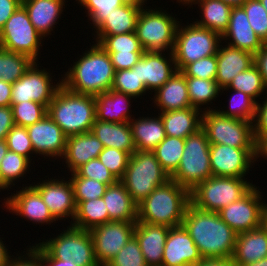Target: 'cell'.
Returning a JSON list of instances; mask_svg holds the SVG:
<instances>
[{
	"label": "cell",
	"instance_id": "1",
	"mask_svg": "<svg viewBox=\"0 0 267 266\" xmlns=\"http://www.w3.org/2000/svg\"><path fill=\"white\" fill-rule=\"evenodd\" d=\"M193 239L203 259H231L237 233L218 212L204 211L191 203L181 224Z\"/></svg>",
	"mask_w": 267,
	"mask_h": 266
},
{
	"label": "cell",
	"instance_id": "2",
	"mask_svg": "<svg viewBox=\"0 0 267 266\" xmlns=\"http://www.w3.org/2000/svg\"><path fill=\"white\" fill-rule=\"evenodd\" d=\"M79 57L61 75V84L74 93L94 96L110 90L115 70L109 54L95 43Z\"/></svg>",
	"mask_w": 267,
	"mask_h": 266
},
{
	"label": "cell",
	"instance_id": "3",
	"mask_svg": "<svg viewBox=\"0 0 267 266\" xmlns=\"http://www.w3.org/2000/svg\"><path fill=\"white\" fill-rule=\"evenodd\" d=\"M190 203V191L170 179L137 205V222L180 226Z\"/></svg>",
	"mask_w": 267,
	"mask_h": 266
},
{
	"label": "cell",
	"instance_id": "4",
	"mask_svg": "<svg viewBox=\"0 0 267 266\" xmlns=\"http://www.w3.org/2000/svg\"><path fill=\"white\" fill-rule=\"evenodd\" d=\"M47 114L67 137L91 132L96 120L95 96L74 93L61 84L48 105Z\"/></svg>",
	"mask_w": 267,
	"mask_h": 266
},
{
	"label": "cell",
	"instance_id": "5",
	"mask_svg": "<svg viewBox=\"0 0 267 266\" xmlns=\"http://www.w3.org/2000/svg\"><path fill=\"white\" fill-rule=\"evenodd\" d=\"M171 177L163 169L152 151H135L120 181L138 205L155 188L167 183Z\"/></svg>",
	"mask_w": 267,
	"mask_h": 266
},
{
	"label": "cell",
	"instance_id": "6",
	"mask_svg": "<svg viewBox=\"0 0 267 266\" xmlns=\"http://www.w3.org/2000/svg\"><path fill=\"white\" fill-rule=\"evenodd\" d=\"M211 176L213 175L210 167V142L206 132L200 128L185 138L180 164L170 177L177 184L192 191Z\"/></svg>",
	"mask_w": 267,
	"mask_h": 266
},
{
	"label": "cell",
	"instance_id": "7",
	"mask_svg": "<svg viewBox=\"0 0 267 266\" xmlns=\"http://www.w3.org/2000/svg\"><path fill=\"white\" fill-rule=\"evenodd\" d=\"M254 186L245 178L211 176L190 191V202L198 209L219 212L241 199Z\"/></svg>",
	"mask_w": 267,
	"mask_h": 266
},
{
	"label": "cell",
	"instance_id": "8",
	"mask_svg": "<svg viewBox=\"0 0 267 266\" xmlns=\"http://www.w3.org/2000/svg\"><path fill=\"white\" fill-rule=\"evenodd\" d=\"M146 8V5L142 7L135 30L143 49L148 52H173L180 21L162 8Z\"/></svg>",
	"mask_w": 267,
	"mask_h": 266
},
{
	"label": "cell",
	"instance_id": "9",
	"mask_svg": "<svg viewBox=\"0 0 267 266\" xmlns=\"http://www.w3.org/2000/svg\"><path fill=\"white\" fill-rule=\"evenodd\" d=\"M222 37L220 34L207 28H202L194 22L188 25H178L175 45L173 49L174 60L178 71H182L188 64L201 58L216 55Z\"/></svg>",
	"mask_w": 267,
	"mask_h": 266
},
{
	"label": "cell",
	"instance_id": "10",
	"mask_svg": "<svg viewBox=\"0 0 267 266\" xmlns=\"http://www.w3.org/2000/svg\"><path fill=\"white\" fill-rule=\"evenodd\" d=\"M201 128L210 144L255 148L252 122L227 117L216 109L204 107Z\"/></svg>",
	"mask_w": 267,
	"mask_h": 266
},
{
	"label": "cell",
	"instance_id": "11",
	"mask_svg": "<svg viewBox=\"0 0 267 266\" xmlns=\"http://www.w3.org/2000/svg\"><path fill=\"white\" fill-rule=\"evenodd\" d=\"M52 258L69 261L76 266H101L94 252L90 231L68 226L53 238L38 243Z\"/></svg>",
	"mask_w": 267,
	"mask_h": 266
},
{
	"label": "cell",
	"instance_id": "12",
	"mask_svg": "<svg viewBox=\"0 0 267 266\" xmlns=\"http://www.w3.org/2000/svg\"><path fill=\"white\" fill-rule=\"evenodd\" d=\"M43 38L21 5L0 31V47L10 52L24 54L38 62Z\"/></svg>",
	"mask_w": 267,
	"mask_h": 266
},
{
	"label": "cell",
	"instance_id": "13",
	"mask_svg": "<svg viewBox=\"0 0 267 266\" xmlns=\"http://www.w3.org/2000/svg\"><path fill=\"white\" fill-rule=\"evenodd\" d=\"M38 62H34L26 73L17 81L12 83L11 104L23 101H35L48 108L57 89L61 86L59 80L54 83L52 73L49 70L39 69Z\"/></svg>",
	"mask_w": 267,
	"mask_h": 266
},
{
	"label": "cell",
	"instance_id": "14",
	"mask_svg": "<svg viewBox=\"0 0 267 266\" xmlns=\"http://www.w3.org/2000/svg\"><path fill=\"white\" fill-rule=\"evenodd\" d=\"M256 185L241 199L222 208L220 218L237 234L253 230L263 224V198Z\"/></svg>",
	"mask_w": 267,
	"mask_h": 266
},
{
	"label": "cell",
	"instance_id": "15",
	"mask_svg": "<svg viewBox=\"0 0 267 266\" xmlns=\"http://www.w3.org/2000/svg\"><path fill=\"white\" fill-rule=\"evenodd\" d=\"M137 221H110L90 230L97 261L105 266L134 235Z\"/></svg>",
	"mask_w": 267,
	"mask_h": 266
},
{
	"label": "cell",
	"instance_id": "16",
	"mask_svg": "<svg viewBox=\"0 0 267 266\" xmlns=\"http://www.w3.org/2000/svg\"><path fill=\"white\" fill-rule=\"evenodd\" d=\"M254 162L255 148L210 144V167L213 176L245 178L251 166L256 164Z\"/></svg>",
	"mask_w": 267,
	"mask_h": 266
},
{
	"label": "cell",
	"instance_id": "17",
	"mask_svg": "<svg viewBox=\"0 0 267 266\" xmlns=\"http://www.w3.org/2000/svg\"><path fill=\"white\" fill-rule=\"evenodd\" d=\"M64 179H49L48 177V180L31 185L39 192L43 202L57 221L70 217V224H72L76 215L74 189L71 180Z\"/></svg>",
	"mask_w": 267,
	"mask_h": 266
},
{
	"label": "cell",
	"instance_id": "18",
	"mask_svg": "<svg viewBox=\"0 0 267 266\" xmlns=\"http://www.w3.org/2000/svg\"><path fill=\"white\" fill-rule=\"evenodd\" d=\"M4 209L10 213L21 216L22 219H28L32 223L51 224L56 223V219L50 213L48 207L43 202L39 192L30 184L23 186L16 193H11L10 197L4 198Z\"/></svg>",
	"mask_w": 267,
	"mask_h": 266
},
{
	"label": "cell",
	"instance_id": "19",
	"mask_svg": "<svg viewBox=\"0 0 267 266\" xmlns=\"http://www.w3.org/2000/svg\"><path fill=\"white\" fill-rule=\"evenodd\" d=\"M34 154L44 158H62L66 149L67 136L47 114L43 119L26 127ZM46 156V157H45Z\"/></svg>",
	"mask_w": 267,
	"mask_h": 266
},
{
	"label": "cell",
	"instance_id": "20",
	"mask_svg": "<svg viewBox=\"0 0 267 266\" xmlns=\"http://www.w3.org/2000/svg\"><path fill=\"white\" fill-rule=\"evenodd\" d=\"M202 260L199 249L182 225L169 228L161 266H195Z\"/></svg>",
	"mask_w": 267,
	"mask_h": 266
},
{
	"label": "cell",
	"instance_id": "21",
	"mask_svg": "<svg viewBox=\"0 0 267 266\" xmlns=\"http://www.w3.org/2000/svg\"><path fill=\"white\" fill-rule=\"evenodd\" d=\"M165 55L164 52L145 51L137 62V76L147 91L156 92L177 71L173 52Z\"/></svg>",
	"mask_w": 267,
	"mask_h": 266
},
{
	"label": "cell",
	"instance_id": "22",
	"mask_svg": "<svg viewBox=\"0 0 267 266\" xmlns=\"http://www.w3.org/2000/svg\"><path fill=\"white\" fill-rule=\"evenodd\" d=\"M221 37L228 45L252 54L265 45L250 26L242 6L232 8L228 28Z\"/></svg>",
	"mask_w": 267,
	"mask_h": 266
},
{
	"label": "cell",
	"instance_id": "23",
	"mask_svg": "<svg viewBox=\"0 0 267 266\" xmlns=\"http://www.w3.org/2000/svg\"><path fill=\"white\" fill-rule=\"evenodd\" d=\"M217 75L215 81L222 89L228 87L234 77L254 65V54L228 44L220 45L216 54Z\"/></svg>",
	"mask_w": 267,
	"mask_h": 266
},
{
	"label": "cell",
	"instance_id": "24",
	"mask_svg": "<svg viewBox=\"0 0 267 266\" xmlns=\"http://www.w3.org/2000/svg\"><path fill=\"white\" fill-rule=\"evenodd\" d=\"M102 142L92 133H81L67 137L66 149L63 157L68 173L75 172L91 159L98 158L103 151Z\"/></svg>",
	"mask_w": 267,
	"mask_h": 266
},
{
	"label": "cell",
	"instance_id": "25",
	"mask_svg": "<svg viewBox=\"0 0 267 266\" xmlns=\"http://www.w3.org/2000/svg\"><path fill=\"white\" fill-rule=\"evenodd\" d=\"M169 227L136 222L134 236L139 242L147 266H161Z\"/></svg>",
	"mask_w": 267,
	"mask_h": 266
},
{
	"label": "cell",
	"instance_id": "26",
	"mask_svg": "<svg viewBox=\"0 0 267 266\" xmlns=\"http://www.w3.org/2000/svg\"><path fill=\"white\" fill-rule=\"evenodd\" d=\"M151 98L159 113L170 110H183L191 107L186 77L181 71H176L174 75L164 83Z\"/></svg>",
	"mask_w": 267,
	"mask_h": 266
},
{
	"label": "cell",
	"instance_id": "27",
	"mask_svg": "<svg viewBox=\"0 0 267 266\" xmlns=\"http://www.w3.org/2000/svg\"><path fill=\"white\" fill-rule=\"evenodd\" d=\"M267 256V226L237 234L232 260L242 266Z\"/></svg>",
	"mask_w": 267,
	"mask_h": 266
},
{
	"label": "cell",
	"instance_id": "28",
	"mask_svg": "<svg viewBox=\"0 0 267 266\" xmlns=\"http://www.w3.org/2000/svg\"><path fill=\"white\" fill-rule=\"evenodd\" d=\"M132 98L135 99L112 89L95 95L96 119L112 123L129 122L132 119L129 110Z\"/></svg>",
	"mask_w": 267,
	"mask_h": 266
},
{
	"label": "cell",
	"instance_id": "29",
	"mask_svg": "<svg viewBox=\"0 0 267 266\" xmlns=\"http://www.w3.org/2000/svg\"><path fill=\"white\" fill-rule=\"evenodd\" d=\"M65 2V0H22V6L27 11L34 28L45 38L51 35L59 17L61 19Z\"/></svg>",
	"mask_w": 267,
	"mask_h": 266
},
{
	"label": "cell",
	"instance_id": "30",
	"mask_svg": "<svg viewBox=\"0 0 267 266\" xmlns=\"http://www.w3.org/2000/svg\"><path fill=\"white\" fill-rule=\"evenodd\" d=\"M151 117H132L128 122L136 151H153L166 137L160 114Z\"/></svg>",
	"mask_w": 267,
	"mask_h": 266
},
{
	"label": "cell",
	"instance_id": "31",
	"mask_svg": "<svg viewBox=\"0 0 267 266\" xmlns=\"http://www.w3.org/2000/svg\"><path fill=\"white\" fill-rule=\"evenodd\" d=\"M203 111L189 107L183 110H170L159 113L166 136L185 139L197 132L202 126Z\"/></svg>",
	"mask_w": 267,
	"mask_h": 266
},
{
	"label": "cell",
	"instance_id": "32",
	"mask_svg": "<svg viewBox=\"0 0 267 266\" xmlns=\"http://www.w3.org/2000/svg\"><path fill=\"white\" fill-rule=\"evenodd\" d=\"M193 4H199L198 7L202 14L200 17L201 20L198 21V19H196L197 21L194 23L222 36L228 28L233 7L221 0H184L183 5L192 6Z\"/></svg>",
	"mask_w": 267,
	"mask_h": 266
},
{
	"label": "cell",
	"instance_id": "33",
	"mask_svg": "<svg viewBox=\"0 0 267 266\" xmlns=\"http://www.w3.org/2000/svg\"><path fill=\"white\" fill-rule=\"evenodd\" d=\"M91 132L102 142L104 148H116L130 155L136 151L128 122L112 123L96 119Z\"/></svg>",
	"mask_w": 267,
	"mask_h": 266
},
{
	"label": "cell",
	"instance_id": "34",
	"mask_svg": "<svg viewBox=\"0 0 267 266\" xmlns=\"http://www.w3.org/2000/svg\"><path fill=\"white\" fill-rule=\"evenodd\" d=\"M102 198L111 221H137V204L120 180L109 185Z\"/></svg>",
	"mask_w": 267,
	"mask_h": 266
},
{
	"label": "cell",
	"instance_id": "35",
	"mask_svg": "<svg viewBox=\"0 0 267 266\" xmlns=\"http://www.w3.org/2000/svg\"><path fill=\"white\" fill-rule=\"evenodd\" d=\"M142 7L124 4L111 12L96 28V35H117L135 32Z\"/></svg>",
	"mask_w": 267,
	"mask_h": 266
},
{
	"label": "cell",
	"instance_id": "36",
	"mask_svg": "<svg viewBox=\"0 0 267 266\" xmlns=\"http://www.w3.org/2000/svg\"><path fill=\"white\" fill-rule=\"evenodd\" d=\"M108 210L102 197L81 201L76 206V215L71 226L90 231L91 229L110 222Z\"/></svg>",
	"mask_w": 267,
	"mask_h": 266
},
{
	"label": "cell",
	"instance_id": "37",
	"mask_svg": "<svg viewBox=\"0 0 267 266\" xmlns=\"http://www.w3.org/2000/svg\"><path fill=\"white\" fill-rule=\"evenodd\" d=\"M29 167L32 166L28 158L8 150L0 164V191L15 186V181L29 173Z\"/></svg>",
	"mask_w": 267,
	"mask_h": 266
},
{
	"label": "cell",
	"instance_id": "38",
	"mask_svg": "<svg viewBox=\"0 0 267 266\" xmlns=\"http://www.w3.org/2000/svg\"><path fill=\"white\" fill-rule=\"evenodd\" d=\"M184 145L185 139L166 136L152 151L169 176L177 170L180 164Z\"/></svg>",
	"mask_w": 267,
	"mask_h": 266
},
{
	"label": "cell",
	"instance_id": "39",
	"mask_svg": "<svg viewBox=\"0 0 267 266\" xmlns=\"http://www.w3.org/2000/svg\"><path fill=\"white\" fill-rule=\"evenodd\" d=\"M185 77L191 107L203 111L202 106L209 105V102L212 104V101H215L221 92V88L215 79L207 80L191 76Z\"/></svg>",
	"mask_w": 267,
	"mask_h": 266
},
{
	"label": "cell",
	"instance_id": "40",
	"mask_svg": "<svg viewBox=\"0 0 267 266\" xmlns=\"http://www.w3.org/2000/svg\"><path fill=\"white\" fill-rule=\"evenodd\" d=\"M34 62L24 54L0 47V79L12 84L20 79Z\"/></svg>",
	"mask_w": 267,
	"mask_h": 266
},
{
	"label": "cell",
	"instance_id": "41",
	"mask_svg": "<svg viewBox=\"0 0 267 266\" xmlns=\"http://www.w3.org/2000/svg\"><path fill=\"white\" fill-rule=\"evenodd\" d=\"M229 89L244 92L252 97L256 102H258L257 98L264 95L263 93H265V90L267 91L262 76L255 65L251 66L248 70L237 74L229 86L222 88V92L220 93L228 91Z\"/></svg>",
	"mask_w": 267,
	"mask_h": 266
},
{
	"label": "cell",
	"instance_id": "42",
	"mask_svg": "<svg viewBox=\"0 0 267 266\" xmlns=\"http://www.w3.org/2000/svg\"><path fill=\"white\" fill-rule=\"evenodd\" d=\"M98 43L107 53L145 52L135 32L117 35H95Z\"/></svg>",
	"mask_w": 267,
	"mask_h": 266
},
{
	"label": "cell",
	"instance_id": "43",
	"mask_svg": "<svg viewBox=\"0 0 267 266\" xmlns=\"http://www.w3.org/2000/svg\"><path fill=\"white\" fill-rule=\"evenodd\" d=\"M233 90V91H232ZM227 110L217 109L227 117L253 122L257 102L244 92L232 89Z\"/></svg>",
	"mask_w": 267,
	"mask_h": 266
},
{
	"label": "cell",
	"instance_id": "44",
	"mask_svg": "<svg viewBox=\"0 0 267 266\" xmlns=\"http://www.w3.org/2000/svg\"><path fill=\"white\" fill-rule=\"evenodd\" d=\"M111 89L131 95L135 99L142 98L147 89L137 76V63L131 69L115 71Z\"/></svg>",
	"mask_w": 267,
	"mask_h": 266
},
{
	"label": "cell",
	"instance_id": "45",
	"mask_svg": "<svg viewBox=\"0 0 267 266\" xmlns=\"http://www.w3.org/2000/svg\"><path fill=\"white\" fill-rule=\"evenodd\" d=\"M71 180L74 189V200L76 206L81 201H88L102 197L108 187L107 184L94 179L80 177L76 172L71 173Z\"/></svg>",
	"mask_w": 267,
	"mask_h": 266
},
{
	"label": "cell",
	"instance_id": "46",
	"mask_svg": "<svg viewBox=\"0 0 267 266\" xmlns=\"http://www.w3.org/2000/svg\"><path fill=\"white\" fill-rule=\"evenodd\" d=\"M15 125L28 127L47 115V107L35 101L11 104Z\"/></svg>",
	"mask_w": 267,
	"mask_h": 266
},
{
	"label": "cell",
	"instance_id": "47",
	"mask_svg": "<svg viewBox=\"0 0 267 266\" xmlns=\"http://www.w3.org/2000/svg\"><path fill=\"white\" fill-rule=\"evenodd\" d=\"M250 26L256 35L267 44V11L260 0H245L242 5Z\"/></svg>",
	"mask_w": 267,
	"mask_h": 266
},
{
	"label": "cell",
	"instance_id": "48",
	"mask_svg": "<svg viewBox=\"0 0 267 266\" xmlns=\"http://www.w3.org/2000/svg\"><path fill=\"white\" fill-rule=\"evenodd\" d=\"M87 12L93 28H97L114 9L124 5L122 0H76Z\"/></svg>",
	"mask_w": 267,
	"mask_h": 266
},
{
	"label": "cell",
	"instance_id": "49",
	"mask_svg": "<svg viewBox=\"0 0 267 266\" xmlns=\"http://www.w3.org/2000/svg\"><path fill=\"white\" fill-rule=\"evenodd\" d=\"M105 266H147L136 237L133 235Z\"/></svg>",
	"mask_w": 267,
	"mask_h": 266
},
{
	"label": "cell",
	"instance_id": "50",
	"mask_svg": "<svg viewBox=\"0 0 267 266\" xmlns=\"http://www.w3.org/2000/svg\"><path fill=\"white\" fill-rule=\"evenodd\" d=\"M5 141L8 146V150L22 155L32 161L30 157L33 156L30 154L34 155V150L26 127L14 125L7 134Z\"/></svg>",
	"mask_w": 267,
	"mask_h": 266
},
{
	"label": "cell",
	"instance_id": "51",
	"mask_svg": "<svg viewBox=\"0 0 267 266\" xmlns=\"http://www.w3.org/2000/svg\"><path fill=\"white\" fill-rule=\"evenodd\" d=\"M129 158L130 154L128 152L109 147L104 148L98 156V159L109 169L117 180L123 177L128 166Z\"/></svg>",
	"mask_w": 267,
	"mask_h": 266
},
{
	"label": "cell",
	"instance_id": "52",
	"mask_svg": "<svg viewBox=\"0 0 267 266\" xmlns=\"http://www.w3.org/2000/svg\"><path fill=\"white\" fill-rule=\"evenodd\" d=\"M80 177L90 178L107 184L108 186L114 184L117 179L116 177L107 169V167L102 164V162L96 158L91 159L86 164H83L75 171Z\"/></svg>",
	"mask_w": 267,
	"mask_h": 266
},
{
	"label": "cell",
	"instance_id": "53",
	"mask_svg": "<svg viewBox=\"0 0 267 266\" xmlns=\"http://www.w3.org/2000/svg\"><path fill=\"white\" fill-rule=\"evenodd\" d=\"M185 76H191L201 79H215L217 75L216 55L201 58L188 64L182 71Z\"/></svg>",
	"mask_w": 267,
	"mask_h": 266
},
{
	"label": "cell",
	"instance_id": "54",
	"mask_svg": "<svg viewBox=\"0 0 267 266\" xmlns=\"http://www.w3.org/2000/svg\"><path fill=\"white\" fill-rule=\"evenodd\" d=\"M267 97V91L265 93ZM262 101V104L257 102L255 116L252 122L253 135L255 142L264 135H267V98Z\"/></svg>",
	"mask_w": 267,
	"mask_h": 266
},
{
	"label": "cell",
	"instance_id": "55",
	"mask_svg": "<svg viewBox=\"0 0 267 266\" xmlns=\"http://www.w3.org/2000/svg\"><path fill=\"white\" fill-rule=\"evenodd\" d=\"M144 52L108 53L114 70L131 69L143 56Z\"/></svg>",
	"mask_w": 267,
	"mask_h": 266
},
{
	"label": "cell",
	"instance_id": "56",
	"mask_svg": "<svg viewBox=\"0 0 267 266\" xmlns=\"http://www.w3.org/2000/svg\"><path fill=\"white\" fill-rule=\"evenodd\" d=\"M23 253V256L22 254L19 255L18 253L16 257L12 255V258H10L9 260L8 266H43L41 256L31 246L23 251Z\"/></svg>",
	"mask_w": 267,
	"mask_h": 266
},
{
	"label": "cell",
	"instance_id": "57",
	"mask_svg": "<svg viewBox=\"0 0 267 266\" xmlns=\"http://www.w3.org/2000/svg\"><path fill=\"white\" fill-rule=\"evenodd\" d=\"M11 106H0V140H5L7 134L14 126Z\"/></svg>",
	"mask_w": 267,
	"mask_h": 266
},
{
	"label": "cell",
	"instance_id": "58",
	"mask_svg": "<svg viewBox=\"0 0 267 266\" xmlns=\"http://www.w3.org/2000/svg\"><path fill=\"white\" fill-rule=\"evenodd\" d=\"M21 5L22 0H0V31Z\"/></svg>",
	"mask_w": 267,
	"mask_h": 266
},
{
	"label": "cell",
	"instance_id": "59",
	"mask_svg": "<svg viewBox=\"0 0 267 266\" xmlns=\"http://www.w3.org/2000/svg\"><path fill=\"white\" fill-rule=\"evenodd\" d=\"M42 258L43 266H76L74 261H63L60 259L52 258L39 244L31 246Z\"/></svg>",
	"mask_w": 267,
	"mask_h": 266
},
{
	"label": "cell",
	"instance_id": "60",
	"mask_svg": "<svg viewBox=\"0 0 267 266\" xmlns=\"http://www.w3.org/2000/svg\"><path fill=\"white\" fill-rule=\"evenodd\" d=\"M254 65L258 68L267 88V44L254 54Z\"/></svg>",
	"mask_w": 267,
	"mask_h": 266
},
{
	"label": "cell",
	"instance_id": "61",
	"mask_svg": "<svg viewBox=\"0 0 267 266\" xmlns=\"http://www.w3.org/2000/svg\"><path fill=\"white\" fill-rule=\"evenodd\" d=\"M12 84L0 79V106H11Z\"/></svg>",
	"mask_w": 267,
	"mask_h": 266
},
{
	"label": "cell",
	"instance_id": "62",
	"mask_svg": "<svg viewBox=\"0 0 267 266\" xmlns=\"http://www.w3.org/2000/svg\"><path fill=\"white\" fill-rule=\"evenodd\" d=\"M261 156L267 159V135L261 136L255 142V161Z\"/></svg>",
	"mask_w": 267,
	"mask_h": 266
},
{
	"label": "cell",
	"instance_id": "63",
	"mask_svg": "<svg viewBox=\"0 0 267 266\" xmlns=\"http://www.w3.org/2000/svg\"><path fill=\"white\" fill-rule=\"evenodd\" d=\"M195 266H238L232 259H203Z\"/></svg>",
	"mask_w": 267,
	"mask_h": 266
},
{
	"label": "cell",
	"instance_id": "64",
	"mask_svg": "<svg viewBox=\"0 0 267 266\" xmlns=\"http://www.w3.org/2000/svg\"><path fill=\"white\" fill-rule=\"evenodd\" d=\"M0 237V266H8L9 260L12 257L10 250H8Z\"/></svg>",
	"mask_w": 267,
	"mask_h": 266
},
{
	"label": "cell",
	"instance_id": "65",
	"mask_svg": "<svg viewBox=\"0 0 267 266\" xmlns=\"http://www.w3.org/2000/svg\"><path fill=\"white\" fill-rule=\"evenodd\" d=\"M124 4H130L139 7H145L147 0H122Z\"/></svg>",
	"mask_w": 267,
	"mask_h": 266
},
{
	"label": "cell",
	"instance_id": "66",
	"mask_svg": "<svg viewBox=\"0 0 267 266\" xmlns=\"http://www.w3.org/2000/svg\"><path fill=\"white\" fill-rule=\"evenodd\" d=\"M7 151H8V146L6 144V141L0 140V164L3 157L6 155Z\"/></svg>",
	"mask_w": 267,
	"mask_h": 266
},
{
	"label": "cell",
	"instance_id": "67",
	"mask_svg": "<svg viewBox=\"0 0 267 266\" xmlns=\"http://www.w3.org/2000/svg\"><path fill=\"white\" fill-rule=\"evenodd\" d=\"M242 266H267V256L261 260L249 263V264H245Z\"/></svg>",
	"mask_w": 267,
	"mask_h": 266
},
{
	"label": "cell",
	"instance_id": "68",
	"mask_svg": "<svg viewBox=\"0 0 267 266\" xmlns=\"http://www.w3.org/2000/svg\"><path fill=\"white\" fill-rule=\"evenodd\" d=\"M224 3L230 4L232 7L242 6L245 0H221Z\"/></svg>",
	"mask_w": 267,
	"mask_h": 266
},
{
	"label": "cell",
	"instance_id": "69",
	"mask_svg": "<svg viewBox=\"0 0 267 266\" xmlns=\"http://www.w3.org/2000/svg\"><path fill=\"white\" fill-rule=\"evenodd\" d=\"M263 224L267 226V204L263 201Z\"/></svg>",
	"mask_w": 267,
	"mask_h": 266
},
{
	"label": "cell",
	"instance_id": "70",
	"mask_svg": "<svg viewBox=\"0 0 267 266\" xmlns=\"http://www.w3.org/2000/svg\"><path fill=\"white\" fill-rule=\"evenodd\" d=\"M260 2L262 3V5L265 7L267 11V0H260Z\"/></svg>",
	"mask_w": 267,
	"mask_h": 266
},
{
	"label": "cell",
	"instance_id": "71",
	"mask_svg": "<svg viewBox=\"0 0 267 266\" xmlns=\"http://www.w3.org/2000/svg\"><path fill=\"white\" fill-rule=\"evenodd\" d=\"M176 2L184 4V1H181V0H177Z\"/></svg>",
	"mask_w": 267,
	"mask_h": 266
}]
</instances>
